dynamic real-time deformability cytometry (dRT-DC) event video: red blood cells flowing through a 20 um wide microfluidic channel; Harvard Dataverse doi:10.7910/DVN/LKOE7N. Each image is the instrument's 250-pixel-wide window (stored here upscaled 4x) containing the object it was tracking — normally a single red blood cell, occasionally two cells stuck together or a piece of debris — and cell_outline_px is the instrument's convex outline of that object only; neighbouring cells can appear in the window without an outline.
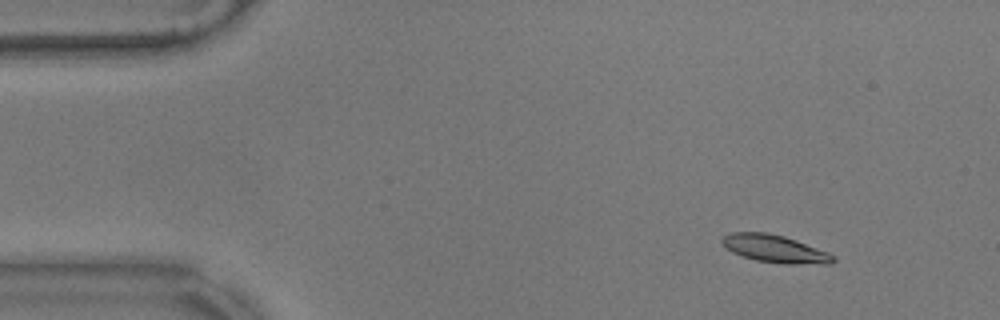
{"species": "common noctule bat (a hibernating species)", "species_latin": "Nyctalus noctula", "temperature_condition": "warm", "stored_images_in_passage": 58, "camera_frame_rate_fps": 3000, "um_per_image_px": 0.085, "animal": {"sex": "male", "body_mass_g": 17.9}, "frame": {"image": 1, "passage_image": 7, "time_ms": 2.0, "image_size_px": [1000, 320], "cell_outline_px": [[836, 260], [832, 264], [784, 264], [756, 260], [732, 252], [720, 240], [724, 236], [732, 232], [768, 232], [784, 236], [796, 240], [828, 252], [836, 256]], "centroid_in_image_um": [65.92, 21.15], "position_along_channel_um": 19.1, "area_um2": 17.86}}
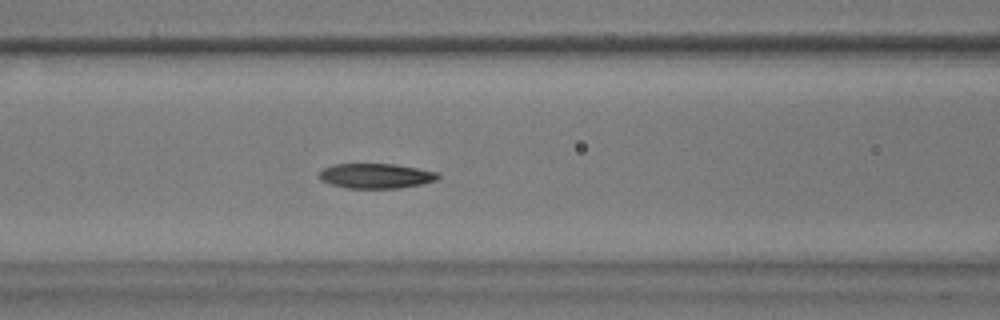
{"frame": {"image": 2, "passage_image": 24, "time_ms": 7.667, "image_size_px": [1000, 320], "cell_outline_px": [[440, 176], [436, 180], [420, 184], [400, 188], [348, 188], [332, 184], [320, 180], [316, 176], [324, 168], [332, 164], [392, 164], [416, 168], [436, 172]], "centroid_in_image_um": [31.9, 14.95], "position_along_channel_um": 134.7, "area_um2": 17.11}}
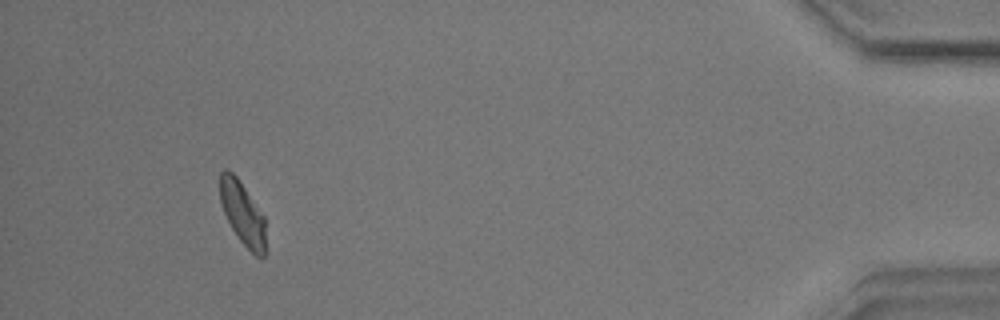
{"frame": {"image": 3, "passage_image": 54, "time_ms": 17.667, "image_size_px": [1000, 320], "cell_outline_px": [[264, 256], [256, 256], [240, 240], [232, 228], [224, 212], [220, 200], [220, 172], [224, 168], [228, 168], [236, 176], [264, 216]], "centroid_in_image_um": [20.58, 18.07], "position_along_channel_um": 414.6, "area_um2": 16.3}, "authors_computed_cell_mechanics": {"area_um2": 17.6001, "velocity_mm_per_s": 3.5006, "shape_relaxation_time_tau1_ms": 3.9957, "shape_relaxation_time_tau2_ms": 2.782, "deformation_change_tau1": 0.1403, "deformation_change_tau2": 0.0744}}